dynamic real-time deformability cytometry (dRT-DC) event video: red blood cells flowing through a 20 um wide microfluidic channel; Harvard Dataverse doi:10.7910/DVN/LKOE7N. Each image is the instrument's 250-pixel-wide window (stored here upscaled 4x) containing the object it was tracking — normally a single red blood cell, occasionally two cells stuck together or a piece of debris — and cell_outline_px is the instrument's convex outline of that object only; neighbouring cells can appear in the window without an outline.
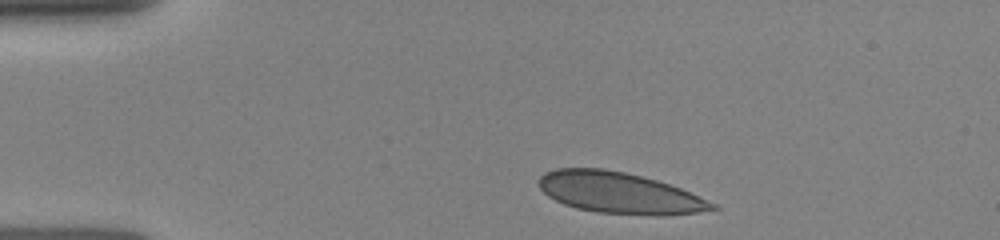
{"species": "human", "species_latin": "Homo sapiens", "temperature_condition": "room temperature", "stored_images_in_passage": 30, "camera_frame_rate_fps": 3000, "um_per_image_px": 0.085, "donor": {"sex": "female"}, "frame": {"image": 1, "passage_image": 1, "time_ms": 0.0, "image_size_px": [1000, 240], "cell_outline_px": [[720, 208], [696, 212], [596, 212], [576, 208], [564, 204], [548, 196], [540, 188], [540, 176], [556, 168], [600, 168], [624, 172], [656, 180], [680, 188], [716, 204]], "centroid_in_image_um": [52.54, 16.34], "position_along_channel_um": 32.5, "area_um2": 39.71}}
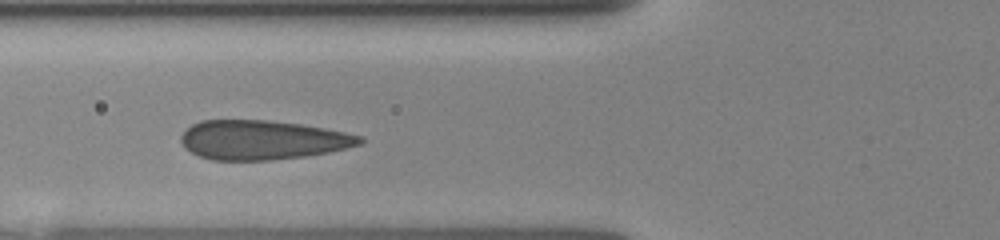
{"frame": {"image": 2, "passage_image": 18, "time_ms": 3.0, "image_size_px": [1000, 240], "cell_outline_px": [[364, 140], [360, 144], [328, 152], [304, 156], [272, 160], [212, 160], [200, 156], [184, 148], [180, 140], [180, 136], [192, 124], [200, 120], [268, 120], [300, 124], [344, 132], [360, 136]], "centroid_in_image_um": [22.25, 11.89], "position_along_channel_um": 103.6, "area_um2": 40.69}}
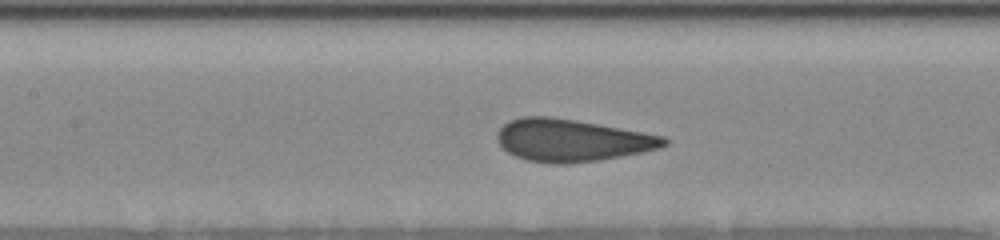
{"frame": {"image": 3, "passage_image": 26, "time_ms": 4.333, "image_size_px": [1000, 240], "cell_outline_px": [[668, 144], [660, 148], [644, 152], [596, 160], [564, 164], [548, 164], [528, 160], [516, 156], [508, 152], [500, 144], [496, 136], [500, 128], [508, 120], [520, 116], [552, 116], [576, 120], [664, 136], [668, 140]], "centroid_in_image_um": [48.59, 11.92], "position_along_channel_um": 158.8, "area_um2": 41.04}}